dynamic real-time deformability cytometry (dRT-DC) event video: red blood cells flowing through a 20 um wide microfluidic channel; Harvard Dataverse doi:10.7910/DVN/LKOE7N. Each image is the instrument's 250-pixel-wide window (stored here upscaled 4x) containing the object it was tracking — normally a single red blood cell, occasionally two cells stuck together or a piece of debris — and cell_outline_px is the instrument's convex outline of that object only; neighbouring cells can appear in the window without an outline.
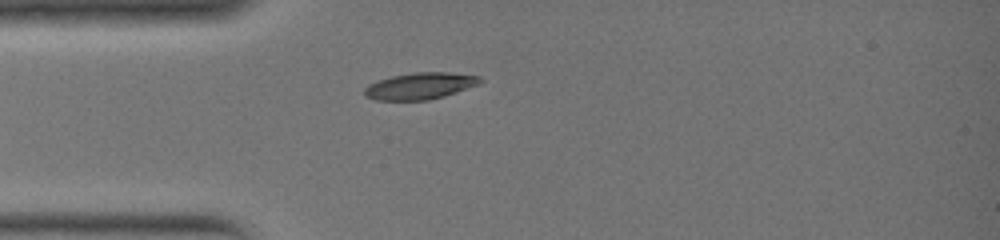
{"species": "common noctule bat (a hibernating species)", "species_latin": "Nyctalus noctula", "temperature_condition": "warm", "stored_images_in_passage": 24, "camera_frame_rate_fps": 3000, "um_per_image_px": 0.085, "animal": {"sex": "female", "body_mass_g": 19.0, "forearm_length_mm": 51.5}, "frame": {"image": 1, "passage_image": 1, "time_ms": 0.0, "image_size_px": [1000, 240], "cell_outline_px": [[484, 80], [480, 84], [444, 96], [428, 100], [376, 100], [364, 96], [364, 88], [368, 84], [392, 76], [416, 72], [448, 72], [480, 76]], "centroid_in_image_um": [35.72, 7.3], "position_along_channel_um": 49.3, "area_um2": 17.98}}
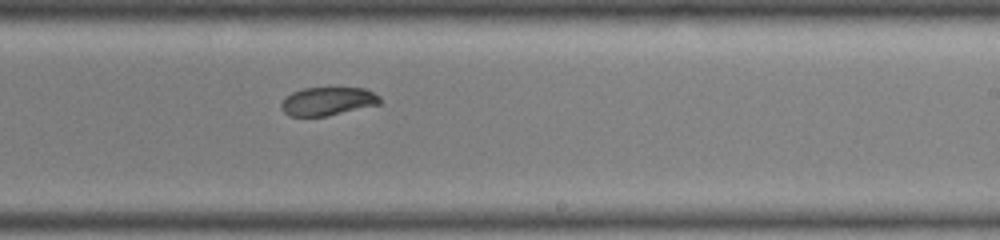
{"frame": {"image": 2, "passage_image": 13, "time_ms": 4.0, "image_size_px": [1000, 240], "cell_outline_px": [[380, 104], [328, 116], [288, 116], [280, 108], [280, 104], [284, 96], [292, 92], [304, 88], [364, 88], [380, 96]], "centroid_in_image_um": [27.81, 8.61], "position_along_channel_um": 261.2, "area_um2": 16.42}}
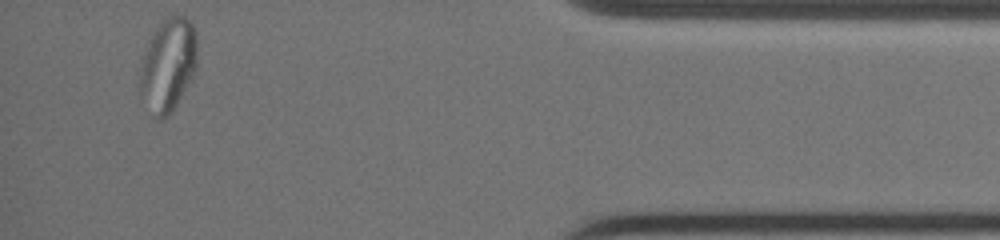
{"frame": {"image": 3, "passage_image": 24, "time_ms": 7.667, "image_size_px": [1000, 240], "cell_outline_px": [[196, 68], [176, 104], [168, 116], [160, 120], [156, 116], [140, 92], [140, 72], [144, 52], [148, 40], [160, 20], [164, 16], [176, 12], [184, 16], [192, 24], [196, 32]], "centroid_in_image_um": [14.29, 5.39], "position_along_channel_um": 420.9, "area_um2": 30.81}}